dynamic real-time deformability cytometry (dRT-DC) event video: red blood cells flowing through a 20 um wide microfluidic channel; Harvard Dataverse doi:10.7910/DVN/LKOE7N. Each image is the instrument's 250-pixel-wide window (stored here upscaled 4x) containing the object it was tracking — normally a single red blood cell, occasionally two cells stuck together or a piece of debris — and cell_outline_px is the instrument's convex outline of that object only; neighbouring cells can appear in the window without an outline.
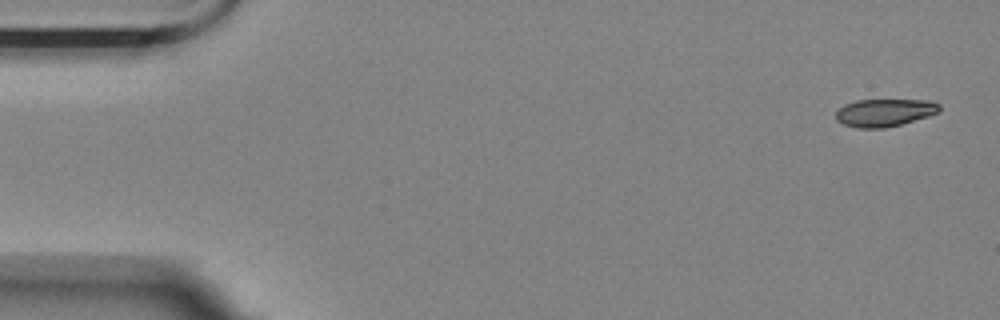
{"species": "Egyptian fruit bat (a non-hibernating species)", "species_latin": "Rousettus aegyptiacus", "temperature_condition": "room temperature", "stored_images_in_passage": 13, "camera_frame_rate_fps": 3000, "um_per_image_px": 0.085, "animal": {"sex": "female"}, "frame": {"image": 1, "passage_image": 1, "time_ms": 0.0, "image_size_px": [1000, 320], "cell_outline_px": [[940, 112], [928, 116], [900, 124], [884, 128], [856, 128], [844, 124], [836, 120], [836, 112], [844, 104], [856, 100], [932, 100], [940, 104]], "centroid_in_image_um": [75.19, 9.56], "position_along_channel_um": 9.8, "area_um2": 16.7}}
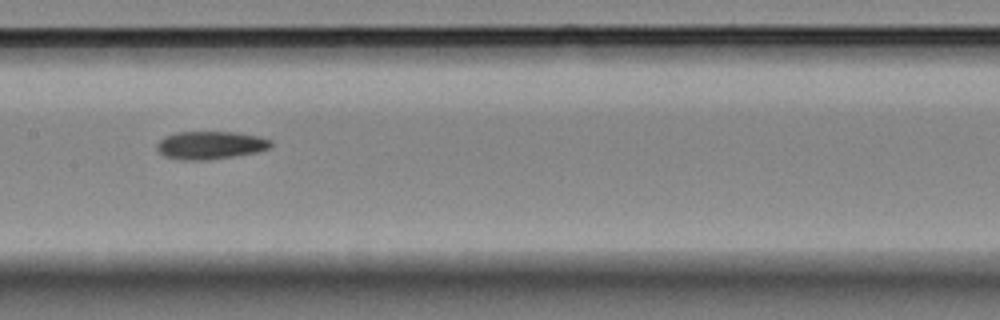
{"frame": {"image": 2, "passage_image": 8, "time_ms": 8.667, "image_size_px": [1000, 320], "cell_outline_px": [[272, 144], [268, 148], [256, 152], [236, 156], [208, 160], [180, 160], [164, 156], [156, 148], [156, 144], [164, 136], [176, 132], [236, 132], [260, 136], [272, 140]], "centroid_in_image_um": [17.87, 12.34], "position_along_channel_um": 189.5, "area_um2": 18.73}}
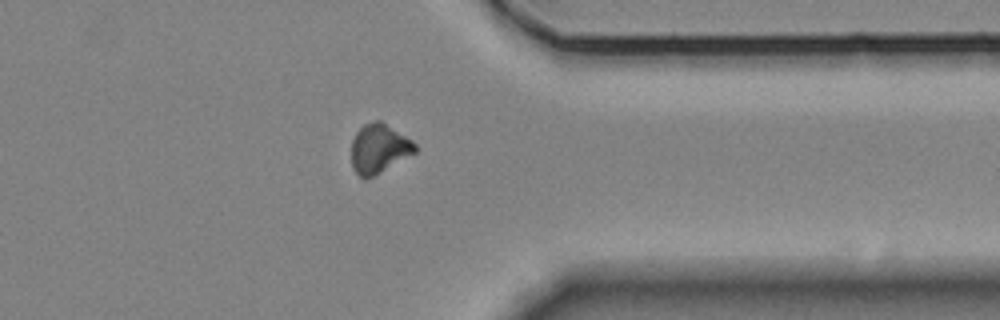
{"frame": {"image": 3, "passage_image": 13, "time_ms": 14.333, "image_size_px": [1000, 320], "cell_outline_px": [[416, 152], [372, 176], [364, 180], [352, 168], [352, 140], [356, 132], [364, 124], [376, 120], [380, 120], [412, 140], [416, 144]], "centroid_in_image_um": [32.2, 12.62], "position_along_channel_um": 379.2, "area_um2": 17.98}}